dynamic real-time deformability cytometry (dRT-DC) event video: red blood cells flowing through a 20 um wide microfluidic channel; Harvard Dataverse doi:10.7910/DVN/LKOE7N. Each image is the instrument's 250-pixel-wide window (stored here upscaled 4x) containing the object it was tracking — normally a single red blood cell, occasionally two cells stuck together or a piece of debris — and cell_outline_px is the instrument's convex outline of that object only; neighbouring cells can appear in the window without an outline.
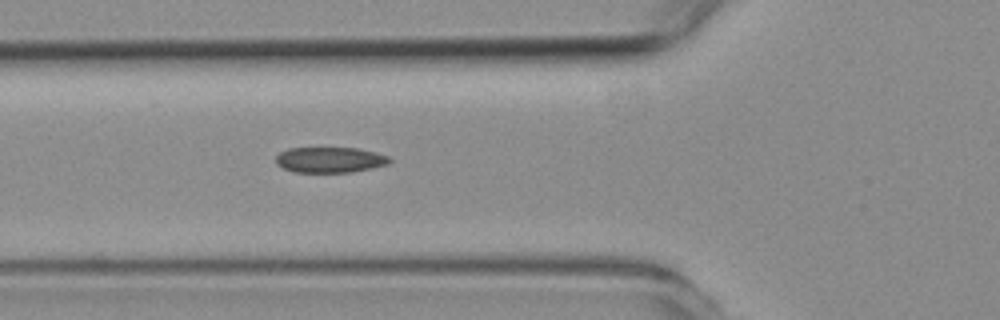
{"species": "common noctule bat (a hibernating species)", "species_latin": "Nyctalus noctula", "temperature_condition": "room temperature", "stored_images_in_passage": 6, "camera_frame_rate_fps": 3000, "um_per_image_px": 0.085, "animal": {"sex": "female", "body_mass_g": 19.3, "forearm_length_mm": 54.1}, "frame": {"image": 1, "passage_image": 6, "time_ms": 7.333, "image_size_px": [1000, 320], "cell_outline_px": [[392, 160], [388, 164], [372, 168], [352, 172], [292, 172], [276, 164], [276, 156], [280, 152], [288, 148], [360, 148], [376, 152], [388, 156]], "centroid_in_image_um": [28.05, 13.58], "position_along_channel_um": 97.7, "area_um2": 17.05}}